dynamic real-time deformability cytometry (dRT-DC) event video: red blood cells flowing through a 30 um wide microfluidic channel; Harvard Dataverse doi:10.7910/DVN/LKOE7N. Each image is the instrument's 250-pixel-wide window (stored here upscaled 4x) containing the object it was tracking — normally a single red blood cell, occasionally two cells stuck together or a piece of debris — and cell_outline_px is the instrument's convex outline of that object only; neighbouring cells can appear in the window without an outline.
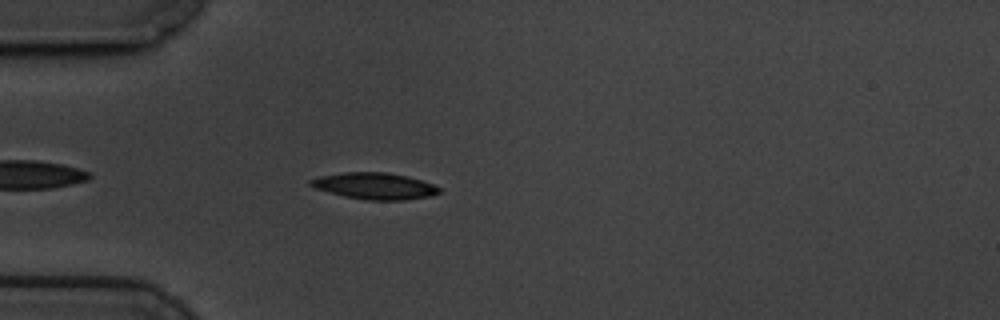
{"species": "common noctule bat (a hibernating species)", "species_latin": "Nyctalus noctula", "temperature_condition": "cold", "stored_images_in_passage": 43, "camera_frame_rate_fps": 3000, "um_per_image_px": 0.085, "animal": {"sex": "male", "body_mass_g": 19.5, "forearm_length_mm": 54.6}, "frame": {"image": 1, "passage_image": 1, "time_ms": 0.0, "image_size_px": [1000, 320], "cell_outline_px": [[440, 192], [428, 196], [404, 200], [368, 200], [344, 196], [316, 188], [308, 184], [308, 180], [320, 176], [344, 172], [384, 172], [404, 176], [420, 180], [432, 184], [440, 188]], "centroid_in_image_um": [31.81, 15.81], "position_along_channel_um": 53.2, "area_um2": 19.54}}
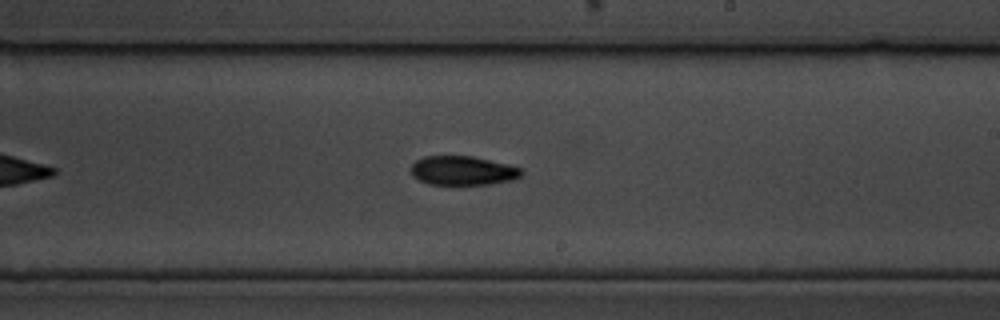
{"frame": {"image": 2, "passage_image": 19, "time_ms": 6.0, "image_size_px": [1000, 320], "cell_outline_px": [[524, 172], [520, 176], [512, 180], [492, 184], [428, 184], [416, 180], [412, 176], [408, 168], [416, 160], [424, 156], [472, 156], [508, 164], [520, 168]], "centroid_in_image_um": [39.28, 14.5], "position_along_channel_um": 249.7, "area_um2": 18.96}}
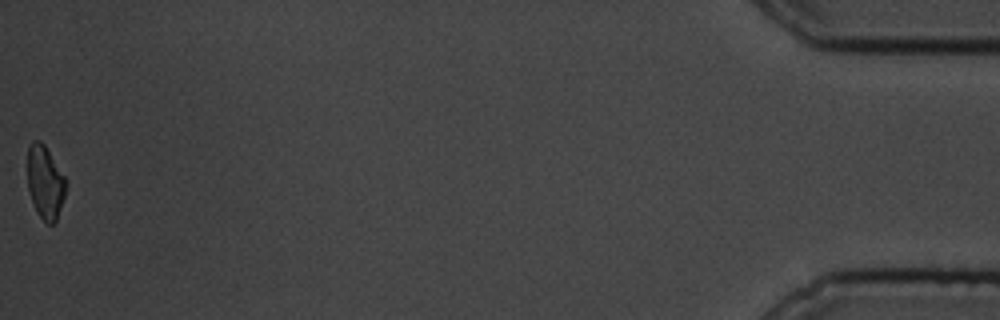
{"frame": {"image": 3, "passage_image": 43, "time_ms": 14.0, "image_size_px": [1000, 320], "cell_outline_px": [[68, 184], [56, 220], [52, 224], [48, 224], [36, 212], [28, 188], [28, 144], [32, 140], [40, 140], [44, 144], [68, 180]], "centroid_in_image_um": [3.85, 15.45], "position_along_channel_um": 431.3, "area_um2": 16.47}, "authors_computed_cell_mechanics": {"area_um2": 18.8428, "velocity_mm_per_s": 3.4366, "shape_relaxation_time_tau1_ms": 2.6915, "shape_relaxation_time_tau2_ms": null, "deformation_change_tau1": 0.1184, "deformation_change_tau2": null}}